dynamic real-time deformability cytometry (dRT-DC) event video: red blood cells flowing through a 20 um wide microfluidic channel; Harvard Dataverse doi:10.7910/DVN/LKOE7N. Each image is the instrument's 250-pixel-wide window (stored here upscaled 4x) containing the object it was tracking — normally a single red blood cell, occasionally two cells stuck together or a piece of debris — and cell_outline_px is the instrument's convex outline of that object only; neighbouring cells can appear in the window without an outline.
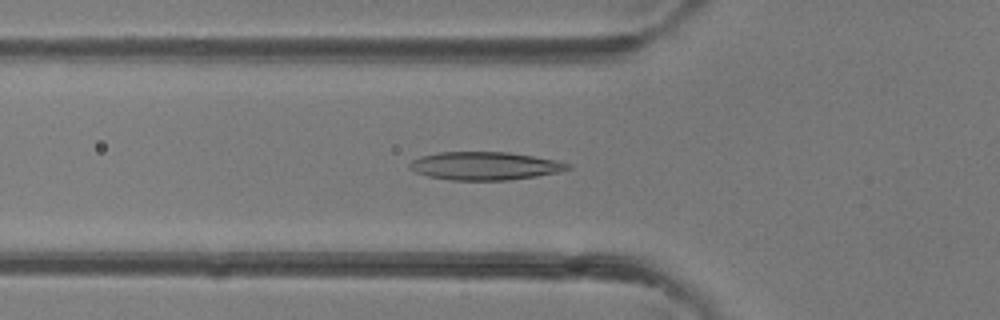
{"species": "common noctule bat (a hibernating species)", "species_latin": "Nyctalus noctula", "temperature_condition": "room temperature", "stored_images_in_passage": 40, "camera_frame_rate_fps": 3000, "um_per_image_px": 0.085, "animal": {"sex": "female"}, "frame": {"image": 1, "passage_image": 14, "time_ms": 4.333, "image_size_px": [1000, 320], "cell_outline_px": [[572, 168], [556, 172], [536, 176], [508, 180], [452, 180], [428, 176], [416, 172], [408, 168], [408, 164], [412, 160], [420, 156], [440, 152], [508, 152], [556, 160], [572, 164]], "centroid_in_image_um": [41.19, 14.1], "position_along_channel_um": 84.6, "area_um2": 25.84}}
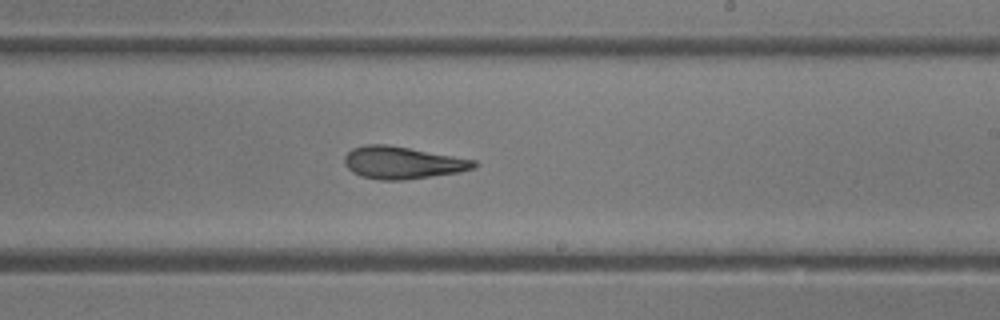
{"frame": {"image": 2, "passage_image": 24, "time_ms": 7.667, "image_size_px": [1000, 320], "cell_outline_px": [[476, 168], [460, 172], [404, 180], [380, 180], [360, 176], [352, 172], [344, 164], [344, 156], [352, 148], [364, 144], [388, 144], [476, 160]], "centroid_in_image_um": [34.18, 13.82], "position_along_channel_um": 254.8, "area_um2": 24.51}}
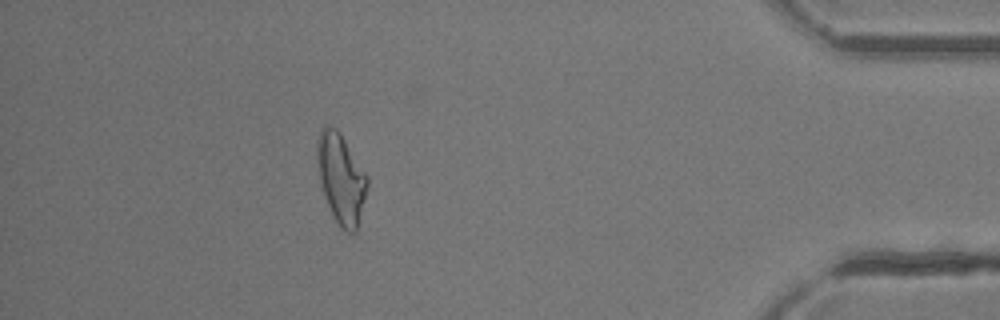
{"frame": {"image": 3, "passage_image": 36, "time_ms": 11.667, "image_size_px": [1000, 320], "cell_outline_px": [[368, 184], [356, 232], [348, 232], [340, 228], [332, 216], [320, 184], [316, 152], [316, 140], [320, 132], [328, 124], [336, 128], [340, 132], [368, 176]], "centroid_in_image_um": [28.98, 15.16], "position_along_channel_um": 406.2, "area_um2": 26.24}}